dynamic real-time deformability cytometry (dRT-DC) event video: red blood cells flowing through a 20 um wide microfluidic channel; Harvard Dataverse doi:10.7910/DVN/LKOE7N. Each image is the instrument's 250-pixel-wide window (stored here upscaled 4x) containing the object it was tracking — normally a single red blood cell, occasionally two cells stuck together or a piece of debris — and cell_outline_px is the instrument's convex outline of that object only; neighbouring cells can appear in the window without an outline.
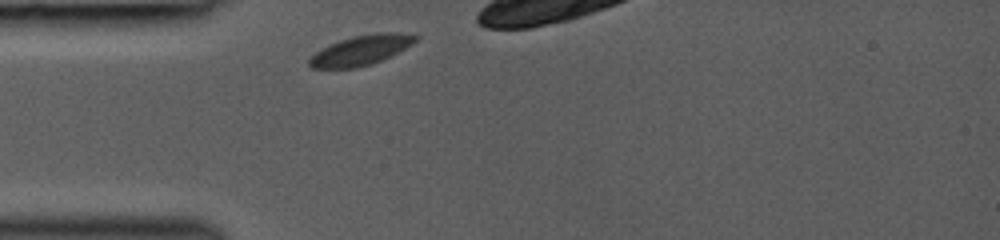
{"species": "common noctule bat (a hibernating species)", "species_latin": "Nyctalus noctula", "temperature_condition": "room temperature", "stored_images_in_passage": 14, "camera_frame_rate_fps": 3000, "um_per_image_px": 0.085, "animal": {"sex": "female", "body_mass_g": 19.0, "forearm_length_mm": 53.3}, "frame": {"image": 1, "passage_image": 1, "time_ms": 0.0, "image_size_px": [1000, 240], "cell_outline_px": [[420, 36], [412, 44], [372, 64], [356, 68], [312, 68], [308, 64], [308, 60], [320, 48], [340, 40], [352, 36], [380, 32], [392, 32]], "centroid_in_image_um": [30.64, 4.27], "position_along_channel_um": 54.4, "area_um2": 18.21}}
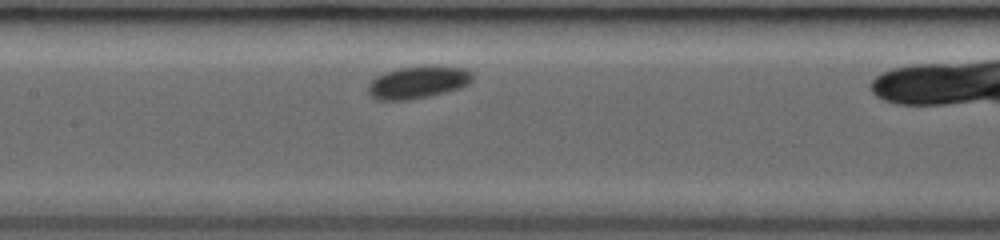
{"frame": {"image": 2, "passage_image": 6, "time_ms": 3.0, "image_size_px": [1000, 240], "cell_outline_px": [[472, 80], [468, 84], [460, 88], [428, 96], [408, 100], [376, 100], [368, 92], [368, 84], [376, 76], [384, 72], [396, 68], [464, 68], [472, 72]], "centroid_in_image_um": [35.46, 7.03], "position_along_channel_um": 171.9, "area_um2": 19.02}}
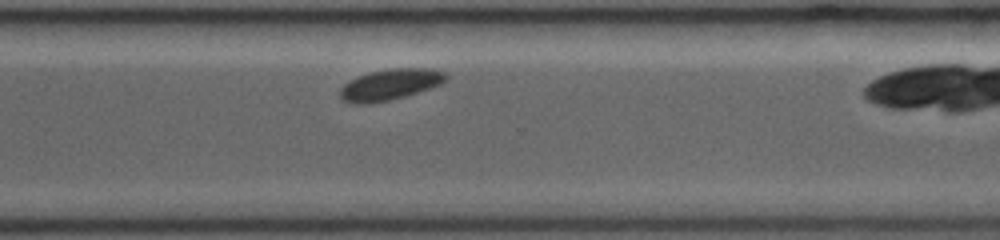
{"frame": {"image": 3, "passage_image": 13, "time_ms": 7.0, "image_size_px": [1000, 240], "cell_outline_px": [[448, 80], [440, 84], [404, 96], [388, 100], [368, 104], [356, 104], [340, 100], [340, 88], [344, 84], [356, 76], [368, 72], [392, 68], [432, 68], [448, 72]], "centroid_in_image_um": [33.15, 7.17], "position_along_channel_um": 337.4, "area_um2": 19.31}}